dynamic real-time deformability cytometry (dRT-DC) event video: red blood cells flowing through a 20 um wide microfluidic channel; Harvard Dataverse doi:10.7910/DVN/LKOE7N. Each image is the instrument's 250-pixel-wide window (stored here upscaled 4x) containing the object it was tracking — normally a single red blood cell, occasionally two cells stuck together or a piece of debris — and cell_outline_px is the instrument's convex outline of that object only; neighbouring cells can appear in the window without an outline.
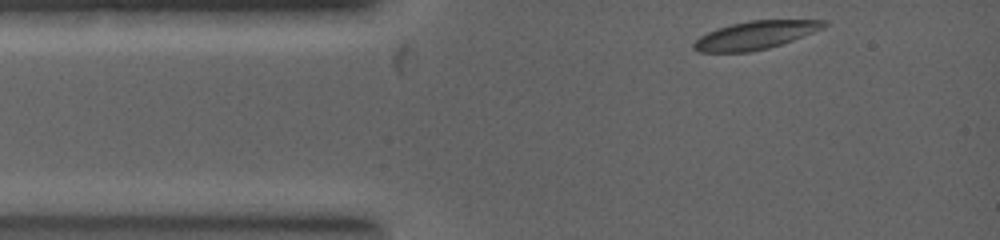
{"species": "common noctule bat (a hibernating species)", "species_latin": "Nyctalus noctula", "temperature_condition": "warm", "stored_images_in_passage": 9, "camera_frame_rate_fps": 5000, "um_per_image_px": 0.085, "animal": {"sex": "female", "body_mass_g": 19.0, "forearm_length_mm": 53.3}, "frame": {"image": 1, "passage_image": 1, "time_ms": 0.0, "image_size_px": [1000, 240], "cell_outline_px": [[828, 24], [812, 32], [792, 40], [768, 48], [748, 52], [700, 52], [692, 48], [692, 44], [700, 36], [716, 28], [732, 24], [752, 20], [824, 20]], "centroid_in_image_um": [64.14, 2.99], "position_along_channel_um": 20.9, "area_um2": 20.98}}
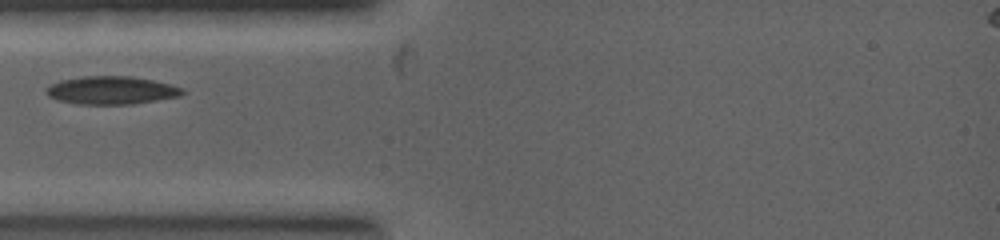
{"frame": {"image": 2, "passage_image": 4, "time_ms": 1.4, "image_size_px": [1000, 240], "cell_outline_px": [[184, 92], [180, 96], [132, 104], [80, 104], [60, 100], [48, 96], [48, 88], [52, 84], [64, 80], [84, 76], [128, 76], [152, 80], [184, 88]], "centroid_in_image_um": [9.52, 7.68], "position_along_channel_um": 75.5, "area_um2": 21.73}}